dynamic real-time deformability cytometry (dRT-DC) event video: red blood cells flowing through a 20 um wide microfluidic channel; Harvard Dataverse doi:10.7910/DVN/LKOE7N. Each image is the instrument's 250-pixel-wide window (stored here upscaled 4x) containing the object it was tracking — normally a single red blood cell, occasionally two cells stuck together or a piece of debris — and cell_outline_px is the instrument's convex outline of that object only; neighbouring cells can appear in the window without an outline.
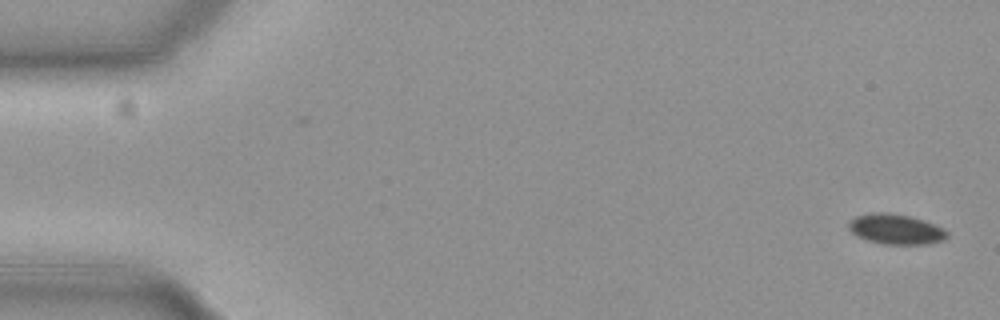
{"species": "common noctule bat (a hibernating species)", "species_latin": "Nyctalus noctula", "temperature_condition": "cold", "stored_images_in_passage": 36, "camera_frame_rate_fps": 3000, "um_per_image_px": 0.085, "animal": {"sex": "female", "body_mass_g": 19.3, "forearm_length_mm": 54.1}, "frame": {"image": 1, "passage_image": 1, "time_ms": 0.0, "image_size_px": [1000, 320], "cell_outline_px": [[948, 236], [944, 240], [928, 244], [880, 244], [856, 236], [848, 228], [848, 224], [856, 216], [872, 212], [888, 212], [912, 216], [924, 220], [944, 228], [948, 232]], "centroid_in_image_um": [76.16, 19.47], "position_along_channel_um": 8.8, "area_um2": 17.51}}
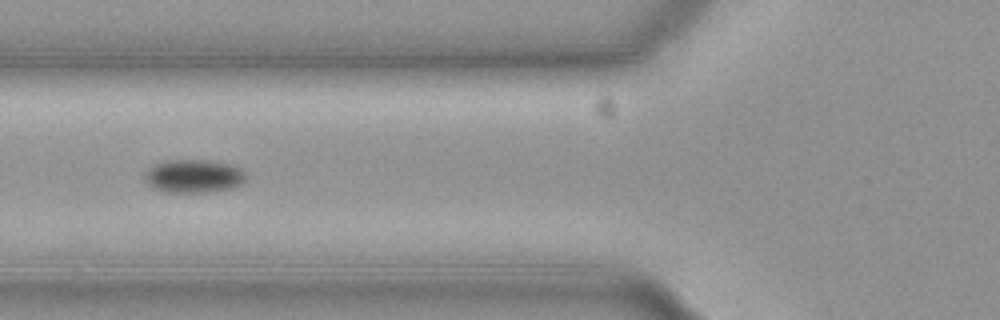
{"frame": {"image": 2, "passage_image": 21, "time_ms": 6.667, "image_size_px": [1000, 320], "cell_outline_px": [[248, 176], [240, 184], [232, 188], [208, 192], [164, 192], [152, 188], [144, 180], [144, 172], [156, 164], [168, 160], [212, 160], [228, 164], [240, 168]], "centroid_in_image_um": [16.45, 14.97], "position_along_channel_um": 109.4, "area_um2": 19.71}}
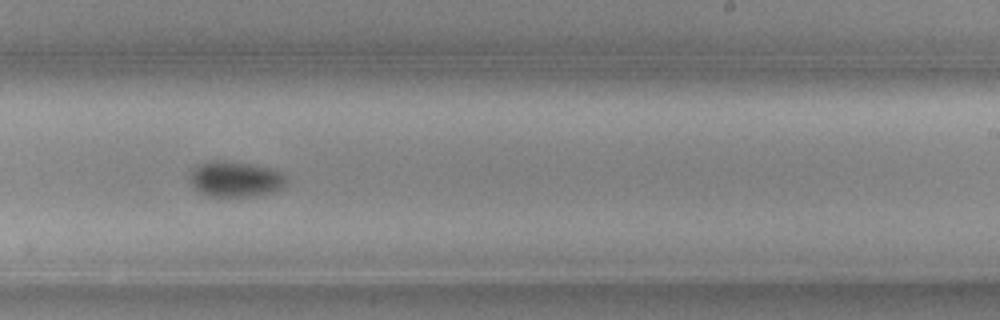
{"frame": {"image": 3, "passage_image": 34, "time_ms": 11.0, "image_size_px": [1000, 320], "cell_outline_px": [[288, 180], [280, 188], [256, 196], [208, 196], [200, 192], [192, 184], [192, 172], [200, 164], [212, 160], [216, 160], [248, 164], [268, 168], [280, 172]], "centroid_in_image_um": [20.01, 15.23], "position_along_channel_um": 269.0, "area_um2": 19.25}}